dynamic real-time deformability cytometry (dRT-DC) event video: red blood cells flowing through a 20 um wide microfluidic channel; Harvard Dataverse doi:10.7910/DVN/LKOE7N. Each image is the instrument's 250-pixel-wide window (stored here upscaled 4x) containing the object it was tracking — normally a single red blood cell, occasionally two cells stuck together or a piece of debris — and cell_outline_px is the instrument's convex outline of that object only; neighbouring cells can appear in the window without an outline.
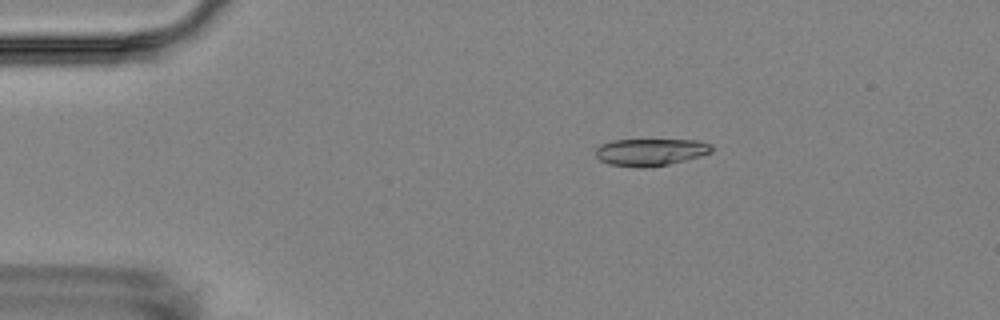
{"species": "Egyptian fruit bat (a non-hibernating species)", "species_latin": "Rousettus aegyptiacus", "temperature_condition": "room temperature", "stored_images_in_passage": 6, "camera_frame_rate_fps": 3000, "um_per_image_px": 0.085, "animal": {"sex": "female"}, "frame": {"image": 1, "passage_image": 3, "time_ms": 2.333, "image_size_px": [1000, 320], "cell_outline_px": [[712, 152], [700, 156], [668, 164], [608, 164], [600, 160], [596, 156], [596, 148], [600, 144], [612, 140], [700, 140], [712, 144]], "centroid_in_image_um": [55.33, 12.86], "position_along_channel_um": 29.7, "area_um2": 17.51}}
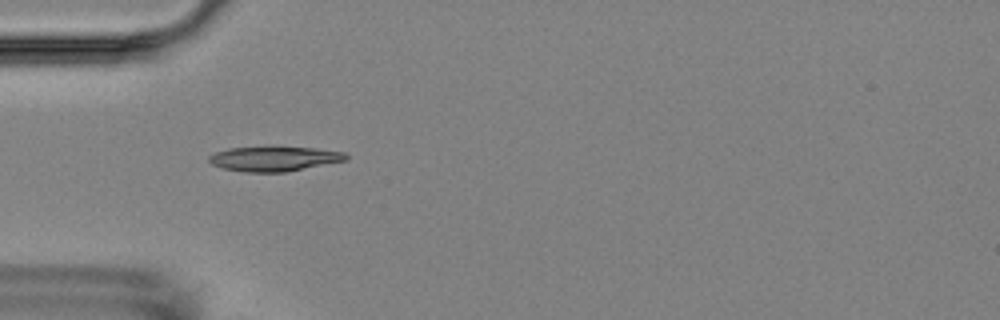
{"frame": {"image": 2, "passage_image": 5, "time_ms": 4.667, "image_size_px": [1000, 320], "cell_outline_px": [[348, 160], [284, 172], [244, 172], [224, 168], [212, 164], [208, 160], [208, 156], [216, 152], [228, 148], [272, 144], [316, 148], [344, 152], [348, 156]], "centroid_in_image_um": [23.3, 13.44], "position_along_channel_um": 61.7, "area_um2": 20.58}}